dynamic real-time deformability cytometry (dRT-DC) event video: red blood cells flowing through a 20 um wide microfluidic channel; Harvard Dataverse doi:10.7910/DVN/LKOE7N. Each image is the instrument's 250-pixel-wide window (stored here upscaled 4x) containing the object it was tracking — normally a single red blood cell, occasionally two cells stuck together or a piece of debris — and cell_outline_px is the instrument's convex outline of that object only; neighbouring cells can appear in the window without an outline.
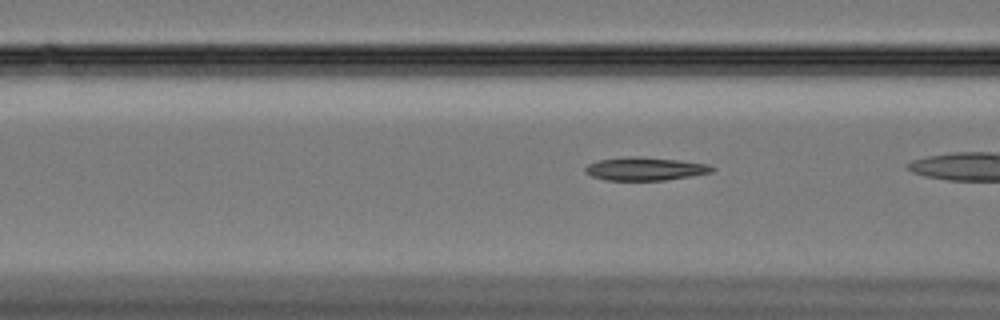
{"species": "Egyptian fruit bat (a non-hibernating species)", "species_latin": "Rousettus aegyptiacus", "temperature_condition": "cold", "stored_images_in_passage": 45, "camera_frame_rate_fps": 3000, "um_per_image_px": 0.085, "animal": {"sex": "female"}, "frame": {"image": 1, "passage_image": 21, "time_ms": 6.667, "image_size_px": [1000, 320], "cell_outline_px": [[716, 168], [712, 172], [664, 180], [604, 180], [592, 176], [584, 172], [584, 168], [588, 164], [600, 160], [628, 156], [640, 156], [680, 160], [708, 164]], "centroid_in_image_um": [54.81, 14.34], "position_along_channel_um": 111.8, "area_um2": 17.11}}
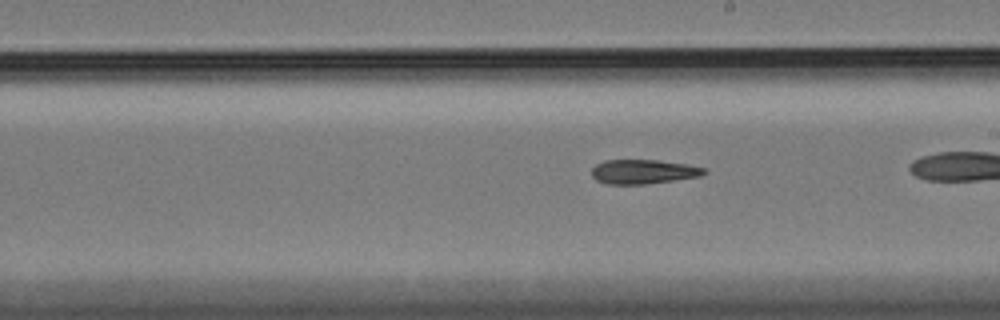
{"frame": {"image": 2, "passage_image": 32, "time_ms": 10.333, "image_size_px": [1000, 320], "cell_outline_px": [[708, 172], [700, 176], [648, 184], [608, 184], [596, 180], [592, 176], [592, 168], [596, 164], [604, 160], [656, 160], [688, 164], [708, 168]], "centroid_in_image_um": [54.71, 14.59], "position_along_channel_um": 234.3, "area_um2": 16.07}}
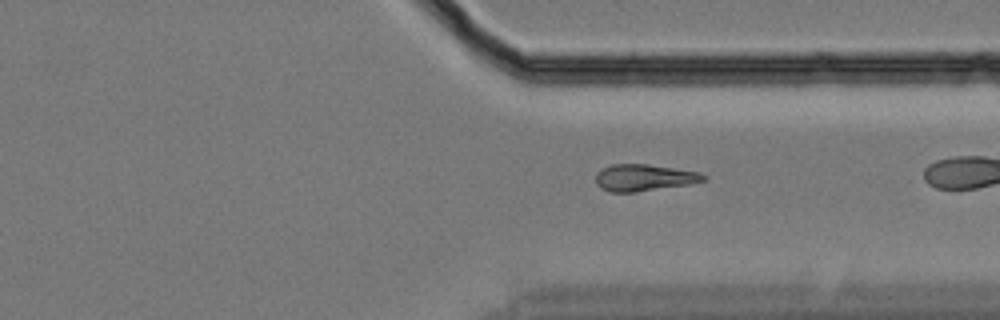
{"frame": {"image": 3, "passage_image": 43, "time_ms": 14.0, "image_size_px": [1000, 320], "cell_outline_px": [[708, 176], [704, 180], [688, 184], [632, 192], [612, 192], [600, 188], [596, 184], [596, 172], [612, 164], [648, 164], [700, 172]], "centroid_in_image_um": [54.72, 15.09], "position_along_channel_um": 356.7, "area_um2": 16.59}}